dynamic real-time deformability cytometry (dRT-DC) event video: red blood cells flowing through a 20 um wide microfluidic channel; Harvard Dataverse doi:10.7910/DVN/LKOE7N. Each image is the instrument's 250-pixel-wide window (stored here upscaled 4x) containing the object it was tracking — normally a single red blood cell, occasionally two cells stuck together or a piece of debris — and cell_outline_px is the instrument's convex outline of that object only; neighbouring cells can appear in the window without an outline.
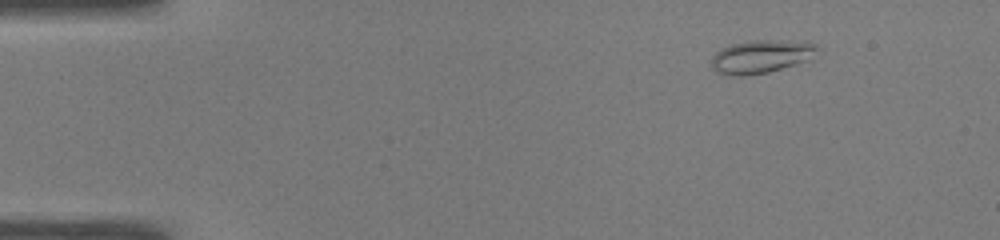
{"species": "common noctule bat (a hibernating species)", "species_latin": "Nyctalus noctula", "temperature_condition": "warm", "stored_images_in_passage": 47, "camera_frame_rate_fps": 3000, "um_per_image_px": 0.085, "animal": {"sex": "male", "body_mass_g": 19.0, "forearm_length_mm": 50.8}, "frame": {"image": 1, "passage_image": 1, "time_ms": 0.0, "image_size_px": [1000, 240], "cell_outline_px": [[820, 48], [808, 60], [796, 64], [768, 72], [744, 76], [732, 76], [716, 72], [712, 68], [712, 56], [720, 48], [732, 44], [748, 40], [808, 40], [816, 44]], "centroid_in_image_um": [64.72, 4.78], "position_along_channel_um": 20.3, "area_um2": 20.87}}
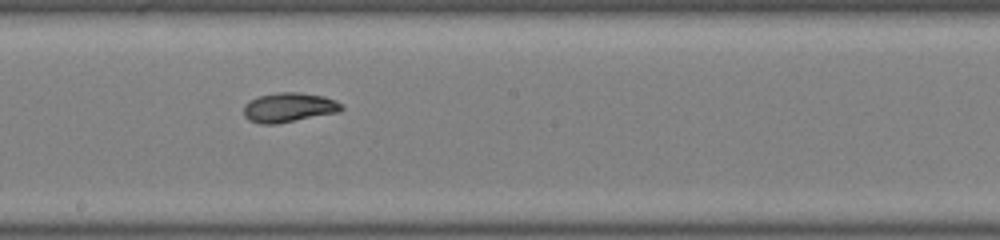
{"frame": {"image": 2, "passage_image": 24, "time_ms": 7.667, "image_size_px": [1000, 240], "cell_outline_px": [[344, 108], [340, 112], [276, 124], [260, 124], [248, 120], [244, 116], [244, 104], [248, 100], [260, 96], [280, 92], [300, 92], [324, 96], [336, 100]], "centroid_in_image_um": [24.55, 9.13], "position_along_channel_um": 223.7, "area_um2": 16.94}}
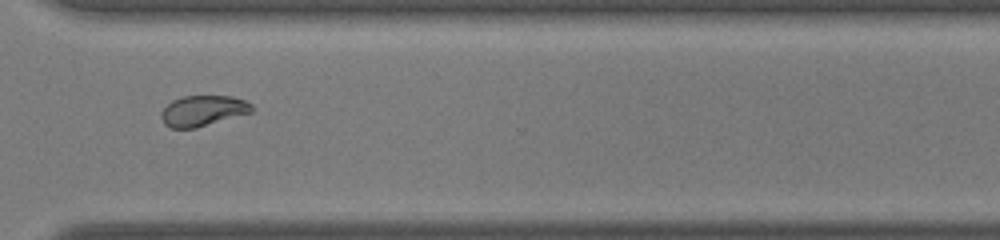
{"frame": {"image": 3, "passage_image": 34, "time_ms": 11.0, "image_size_px": [1000, 240], "cell_outline_px": [[256, 108], [252, 112], [196, 128], [172, 128], [164, 124], [160, 116], [160, 112], [172, 100], [184, 96], [232, 96], [244, 100], [252, 104]], "centroid_in_image_um": [17.26, 9.41], "position_along_channel_um": 353.3, "area_um2": 16.24}, "authors_computed_cell_mechanics": {"area_um2": 17.4556, "velocity_mm_per_s": 3.874, "shape_relaxation_time_tau1_ms": 4.1487, "shape_relaxation_time_tau2_ms": 2.3927, "deformation_change_tau1": 0.1415, "deformation_change_tau2": 0.0406}}